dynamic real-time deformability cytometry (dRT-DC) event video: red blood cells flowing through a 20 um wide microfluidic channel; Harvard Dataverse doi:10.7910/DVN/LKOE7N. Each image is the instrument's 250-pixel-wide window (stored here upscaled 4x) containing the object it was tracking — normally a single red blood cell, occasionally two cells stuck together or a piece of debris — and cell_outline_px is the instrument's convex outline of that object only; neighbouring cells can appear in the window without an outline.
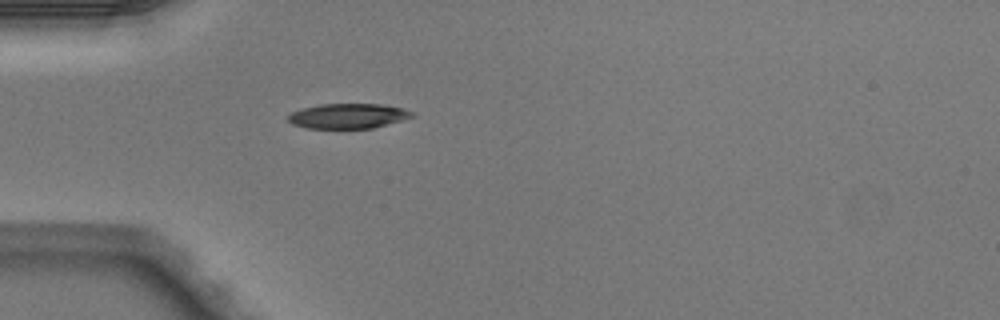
{"species": "Egyptian fruit bat (a non-hibernating species)", "species_latin": "Rousettus aegyptiacus", "temperature_condition": "warm", "stored_images_in_passage": 1, "camera_frame_rate_fps": 3000, "um_per_image_px": 0.085, "animal": {"sex": "male"}, "frame": {"image": 1, "passage_image": 1, "time_ms": 0.0, "image_size_px": [1000, 320], "cell_outline_px": [[416, 116], [372, 128], [308, 128], [292, 124], [288, 120], [288, 116], [292, 112], [300, 108], [320, 104], [380, 104], [404, 108], [412, 112]], "centroid_in_image_um": [29.58, 9.85], "position_along_channel_um": 55.4, "area_um2": 17.98}}